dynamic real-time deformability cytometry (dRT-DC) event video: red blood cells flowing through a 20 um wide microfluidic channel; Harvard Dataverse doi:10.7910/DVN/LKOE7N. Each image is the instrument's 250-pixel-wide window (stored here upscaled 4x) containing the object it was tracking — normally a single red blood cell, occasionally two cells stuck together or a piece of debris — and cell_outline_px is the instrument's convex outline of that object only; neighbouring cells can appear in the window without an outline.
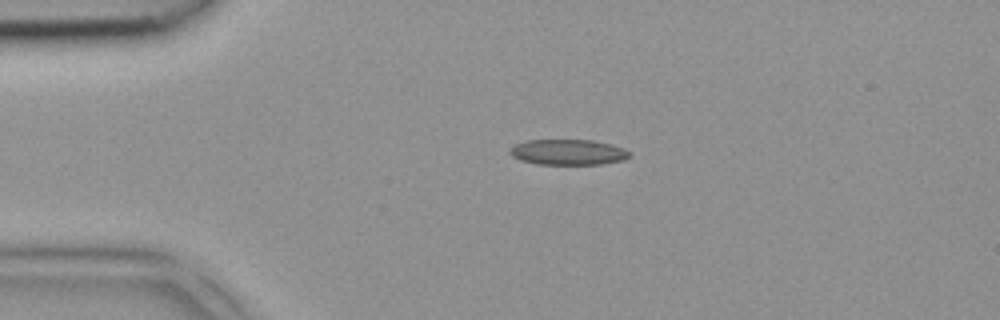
{"species": "common noctule bat (a hibernating species)", "species_latin": "Nyctalus noctula", "temperature_condition": "room temperature", "stored_images_in_passage": 2, "camera_frame_rate_fps": 3000, "um_per_image_px": 0.085, "animal": {"sex": "female", "body_mass_g": 18.4}, "frame": {"image": 1, "passage_image": 2, "time_ms": 0.333, "image_size_px": [1000, 320], "cell_outline_px": [[628, 156], [624, 160], [600, 164], [536, 164], [520, 160], [512, 156], [508, 152], [508, 148], [516, 144], [528, 140], [592, 140], [612, 144], [624, 148], [628, 152]], "centroid_in_image_um": [48.24, 12.93], "position_along_channel_um": 36.8, "area_um2": 17.8}}